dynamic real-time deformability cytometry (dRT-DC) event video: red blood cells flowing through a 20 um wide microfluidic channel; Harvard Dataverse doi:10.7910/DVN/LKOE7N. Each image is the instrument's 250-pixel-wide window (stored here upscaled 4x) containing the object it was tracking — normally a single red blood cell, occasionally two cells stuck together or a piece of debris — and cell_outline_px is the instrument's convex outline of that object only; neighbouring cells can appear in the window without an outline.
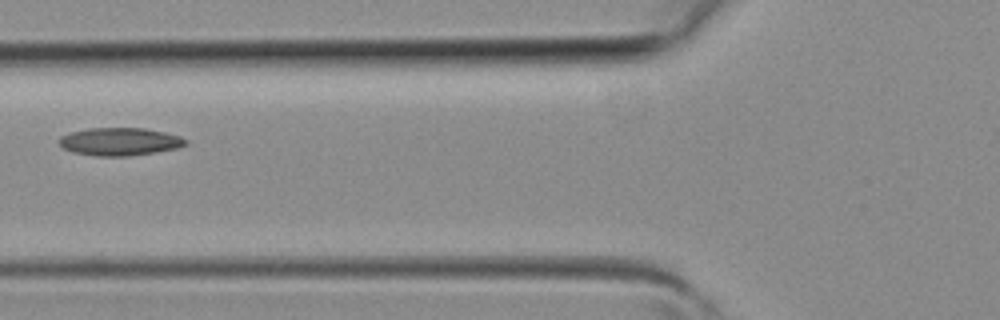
{"species": "common noctule bat (a hibernating species)", "species_latin": "Nyctalus noctula", "temperature_condition": "room temperature", "stored_images_in_passage": 5, "camera_frame_rate_fps": 3000, "um_per_image_px": 0.085, "animal": {"sex": "female", "body_mass_g": 19.3, "forearm_length_mm": 54.1}, "frame": {"image": 1, "passage_image": 5, "time_ms": 1.333, "image_size_px": [1000, 320], "cell_outline_px": [[188, 144], [176, 148], [156, 152], [128, 156], [96, 156], [72, 152], [64, 148], [56, 140], [60, 136], [68, 132], [88, 128], [144, 128], [164, 132], [180, 136], [188, 140]], "centroid_in_image_um": [10.15, 12.03], "position_along_channel_um": 115.7, "area_um2": 20.69}}